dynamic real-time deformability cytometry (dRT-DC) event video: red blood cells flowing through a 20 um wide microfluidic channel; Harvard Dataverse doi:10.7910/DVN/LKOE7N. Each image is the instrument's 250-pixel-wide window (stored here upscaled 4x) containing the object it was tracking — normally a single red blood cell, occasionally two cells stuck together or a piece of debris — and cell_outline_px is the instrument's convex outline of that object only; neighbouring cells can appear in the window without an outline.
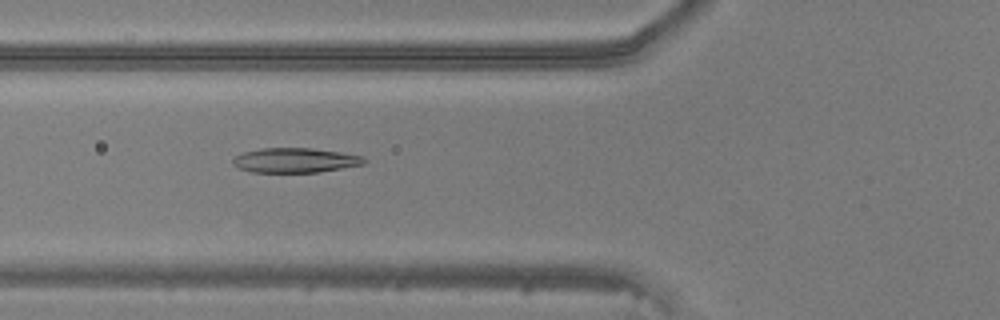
{"species": "common noctule bat (a hibernating species)", "species_latin": "Nyctalus noctula", "temperature_condition": "warm", "stored_images_in_passage": 49, "camera_frame_rate_fps": 3000, "um_per_image_px": 0.085, "animal": {"sex": "male", "body_mass_g": 20.5, "forearm_length_mm": 52.5}, "frame": {"image": 1, "passage_image": 19, "time_ms": 6.0, "image_size_px": [1000, 320], "cell_outline_px": [[368, 160], [364, 164], [320, 172], [252, 172], [240, 168], [232, 164], [232, 156], [244, 152], [264, 148], [312, 148], [340, 152], [364, 156]], "centroid_in_image_um": [25.1, 13.62], "position_along_channel_um": 100.7, "area_um2": 18.96}}
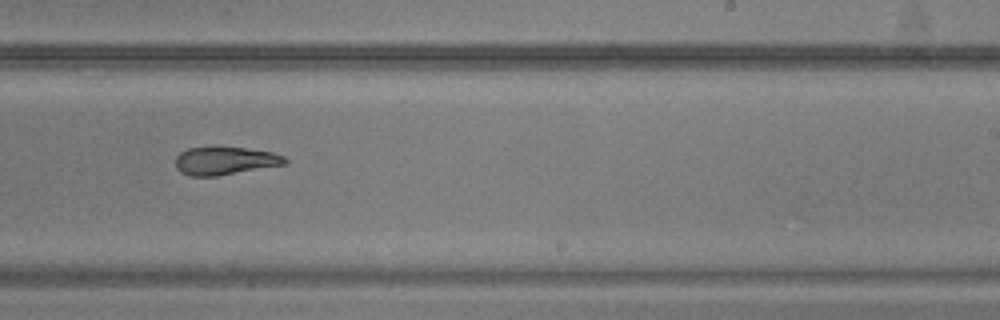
{"frame": {"image": 2, "passage_image": 31, "time_ms": 10.0, "image_size_px": [1000, 320], "cell_outline_px": [[288, 160], [284, 164], [216, 176], [192, 176], [180, 172], [176, 168], [176, 156], [180, 152], [188, 148], [244, 148], [272, 152], [284, 156]], "centroid_in_image_um": [19.1, 13.67], "position_along_channel_um": 269.9, "area_um2": 17.46}}
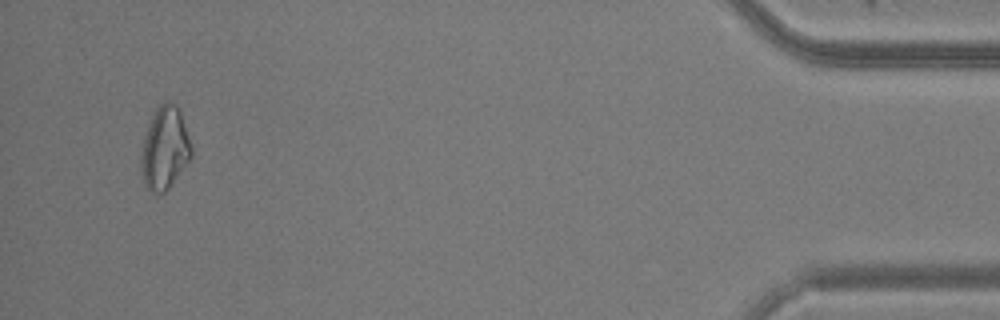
{"frame": {"image": 3, "passage_image": 47, "time_ms": 15.333, "image_size_px": [1000, 320], "cell_outline_px": [[192, 156], [168, 188], [164, 192], [152, 196], [144, 184], [140, 172], [140, 152], [144, 136], [148, 124], [156, 108], [164, 100], [176, 104], [180, 108], [192, 148]], "centroid_in_image_um": [13.97, 12.6], "position_along_channel_um": 421.2, "area_um2": 24.62}}